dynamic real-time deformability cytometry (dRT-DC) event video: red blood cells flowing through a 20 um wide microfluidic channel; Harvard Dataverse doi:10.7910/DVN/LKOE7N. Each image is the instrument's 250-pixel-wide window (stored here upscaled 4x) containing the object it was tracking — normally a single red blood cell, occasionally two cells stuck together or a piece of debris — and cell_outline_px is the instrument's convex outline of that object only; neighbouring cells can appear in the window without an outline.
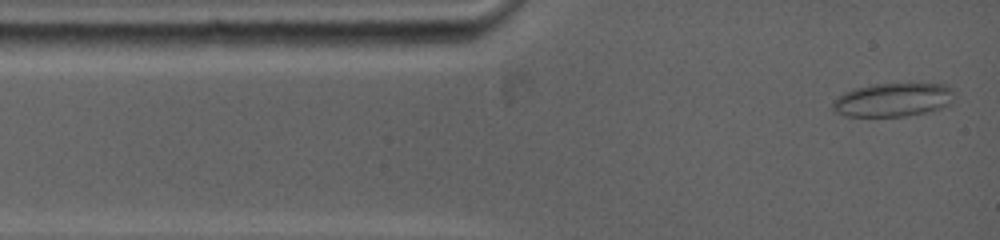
{"species": "common noctule bat (a hibernating species)", "species_latin": "Nyctalus noctula", "temperature_condition": "warm", "stored_images_in_passage": 41, "camera_frame_rate_fps": 5000, "um_per_image_px": 0.085, "animal": {"sex": "female", "body_mass_g": 19.0, "forearm_length_mm": 53.3}, "frame": {"image": 1, "passage_image": 1, "time_ms": 0.0, "image_size_px": [1000, 240], "cell_outline_px": [[952, 92], [948, 104], [940, 108], [924, 112], [904, 116], [844, 116], [836, 112], [832, 108], [832, 100], [844, 92], [856, 88], [872, 84], [948, 84], [952, 88]], "centroid_in_image_um": [75.83, 8.48], "position_along_channel_um": 9.2, "area_um2": 23.52}}
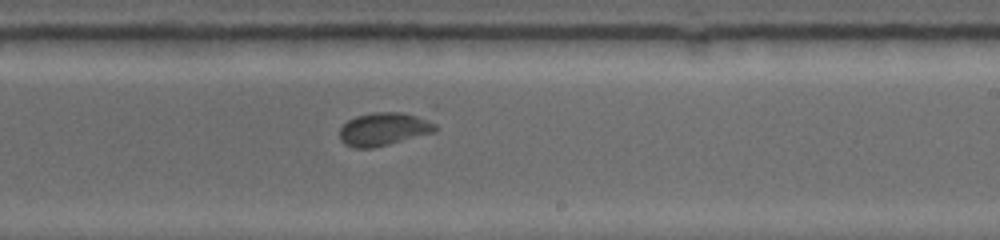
{"frame": {"image": 2, "passage_image": 19, "time_ms": 7.4, "image_size_px": [1000, 240], "cell_outline_px": [[436, 132], [372, 148], [352, 148], [344, 144], [340, 140], [340, 128], [348, 120], [356, 116], [372, 112], [404, 112], [416, 116], [436, 124]], "centroid_in_image_um": [32.58, 10.98], "position_along_channel_um": 256.4, "area_um2": 18.38}}
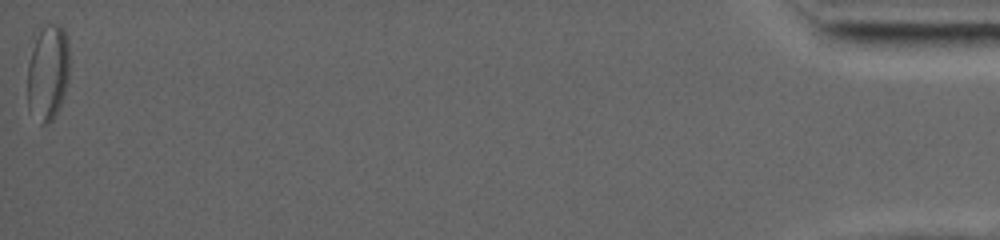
{"frame": {"image": 3, "passage_image": 41, "time_ms": 16.2, "image_size_px": [1000, 240], "cell_outline_px": [[68, 80], [64, 96], [52, 120], [48, 124], [40, 124], [28, 108], [28, 64], [32, 48], [44, 24], [60, 24], [64, 28], [68, 40]], "centroid_in_image_um": [4.08, 6.17], "position_along_channel_um": 431.1, "area_um2": 23.41}, "authors_computed_cell_mechanics": {"area_um2": 19.4208, "velocity_mm_per_s": 3.8695, "shape_relaxation_time_tau1_ms": 7.3369, "shape_relaxation_time_tau2_ms": 1.2148, "deformation_change_tau1": 0.1268, "deformation_change_tau2": 0.0475}}